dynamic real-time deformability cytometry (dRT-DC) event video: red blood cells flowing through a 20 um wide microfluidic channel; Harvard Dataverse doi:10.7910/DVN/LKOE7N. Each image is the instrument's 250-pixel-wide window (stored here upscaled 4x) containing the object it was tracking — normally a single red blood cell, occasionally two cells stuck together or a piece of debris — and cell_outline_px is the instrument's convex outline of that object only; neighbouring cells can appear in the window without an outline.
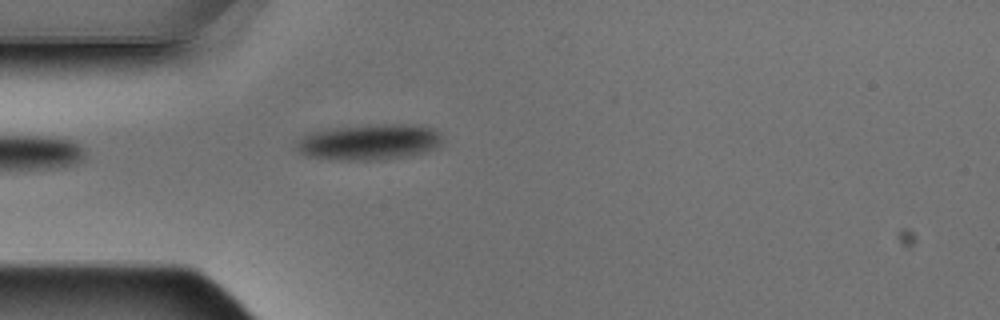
{"species": "Egyptian fruit bat (a non-hibernating species)", "species_latin": "Rousettus aegyptiacus", "temperature_condition": "warm", "stored_images_in_passage": 4, "camera_frame_rate_fps": 3000, "um_per_image_px": 0.085, "animal": {"sex": "male"}, "frame": {"image": 1, "passage_image": 4, "time_ms": 1.0, "image_size_px": [1000, 320], "cell_outline_px": [[444, 140], [440, 148], [412, 156], [380, 160], [336, 160], [304, 156], [296, 152], [296, 144], [308, 132], [328, 128], [368, 124], [408, 124], [432, 128], [440, 132]], "centroid_in_image_um": [31.42, 12.08], "position_along_channel_um": 53.6, "area_um2": 31.44}}